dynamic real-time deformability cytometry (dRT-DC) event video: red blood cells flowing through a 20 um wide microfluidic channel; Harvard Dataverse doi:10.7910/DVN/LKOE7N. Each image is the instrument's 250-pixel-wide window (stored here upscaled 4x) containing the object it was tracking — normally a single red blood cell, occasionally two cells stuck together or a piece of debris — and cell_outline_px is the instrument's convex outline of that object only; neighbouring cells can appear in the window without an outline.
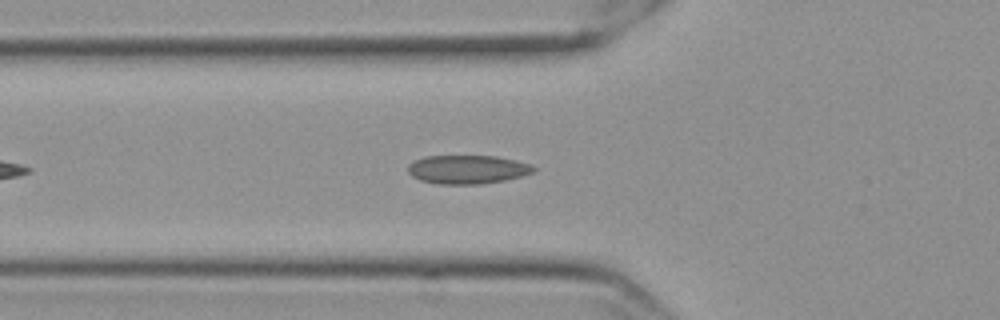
{"species": "Egyptian fruit bat (a non-hibernating species)", "species_latin": "Rousettus aegyptiacus", "temperature_condition": "cold", "stored_images_in_passage": 43, "camera_frame_rate_fps": 3000, "um_per_image_px": 0.085, "frame": {"image": 1, "passage_image": 9, "time_ms": 2.667, "image_size_px": [1000, 320], "cell_outline_px": [[536, 172], [504, 180], [480, 184], [440, 184], [420, 180], [412, 176], [408, 172], [408, 164], [424, 156], [496, 156], [532, 164], [536, 168]], "centroid_in_image_um": [39.75, 14.4], "position_along_channel_um": 86.1, "area_um2": 20.98}}
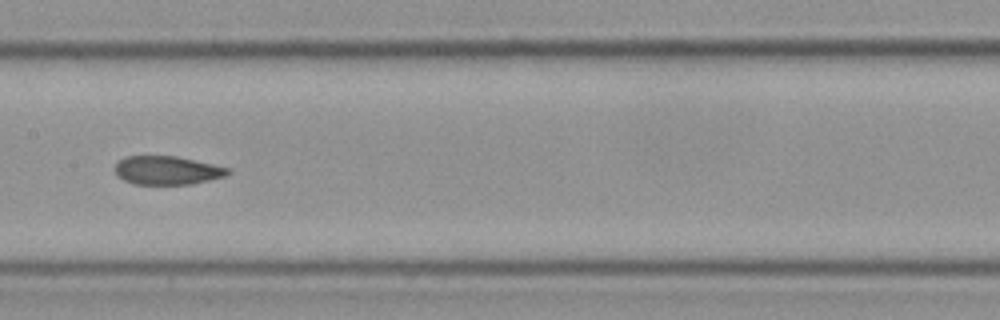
{"frame": {"image": 2, "passage_image": 18, "time_ms": 5.667, "image_size_px": [1000, 320], "cell_outline_px": [[232, 172], [224, 176], [192, 184], [132, 184], [116, 176], [116, 164], [124, 156], [176, 156], [232, 168]], "centroid_in_image_um": [14.22, 14.48], "position_along_channel_um": 193.2, "area_um2": 18.84}}
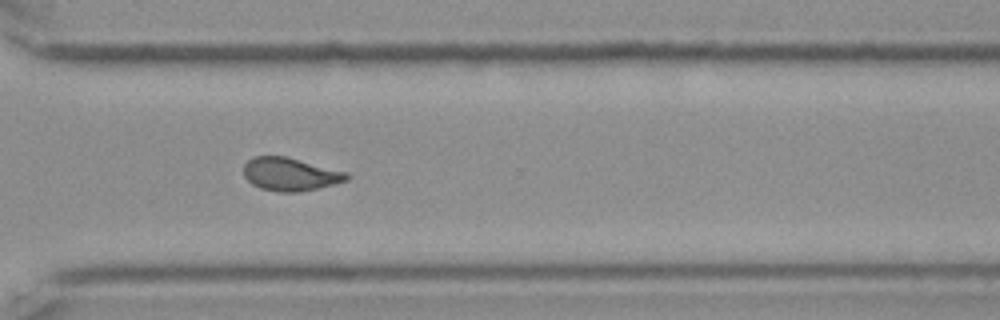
{"frame": {"image": 3, "passage_image": 31, "time_ms": 10.0, "image_size_px": [1000, 320], "cell_outline_px": [[348, 180], [336, 184], [296, 192], [280, 192], [260, 188], [252, 184], [244, 176], [244, 164], [252, 156], [284, 156], [348, 172]], "centroid_in_image_um": [24.66, 14.8], "position_along_channel_um": 345.9, "area_um2": 19.77}, "authors_computed_cell_mechanics": {"area_um2": 19.941, "velocity_mm_per_s": 3.5322, "shape_relaxation_time_tau1_ms": null, "shape_relaxation_time_tau2_ms": 2.6532, "deformation_change_tau1": null, "deformation_change_tau2": 0.0558}}